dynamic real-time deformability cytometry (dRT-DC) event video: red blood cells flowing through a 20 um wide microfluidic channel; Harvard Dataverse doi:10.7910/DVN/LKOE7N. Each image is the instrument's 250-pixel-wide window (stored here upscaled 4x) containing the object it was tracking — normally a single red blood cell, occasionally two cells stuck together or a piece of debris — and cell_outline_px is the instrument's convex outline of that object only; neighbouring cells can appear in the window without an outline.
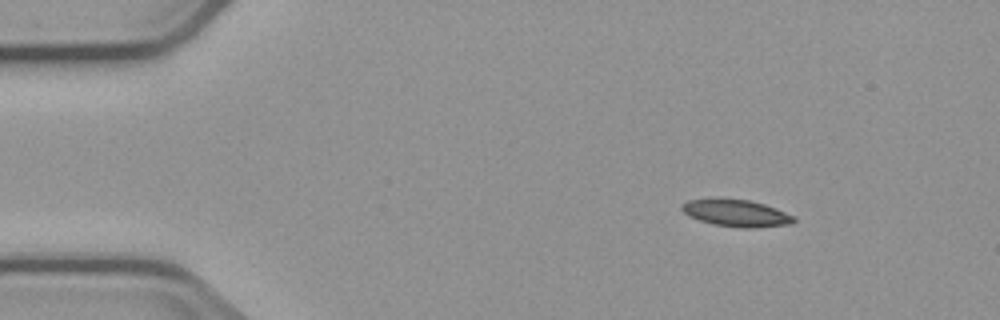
{"species": "common noctule bat (a hibernating species)", "species_latin": "Nyctalus noctula", "temperature_condition": "cold", "stored_images_in_passage": 6, "camera_frame_rate_fps": 3000, "um_per_image_px": 0.085, "animal": {"sex": "male", "body_mass_g": 23.1, "forearm_length_mm": 52.7}, "frame": {"image": 1, "passage_image": 1, "time_ms": 0.0, "image_size_px": [1000, 320], "cell_outline_px": [[796, 220], [792, 224], [756, 228], [744, 228], [712, 224], [688, 216], [680, 208], [680, 204], [688, 200], [712, 196], [720, 196], [748, 200], [764, 204], [776, 208], [796, 216]], "centroid_in_image_um": [62.55, 18.08], "position_along_channel_um": 22.5, "area_um2": 18.38}}
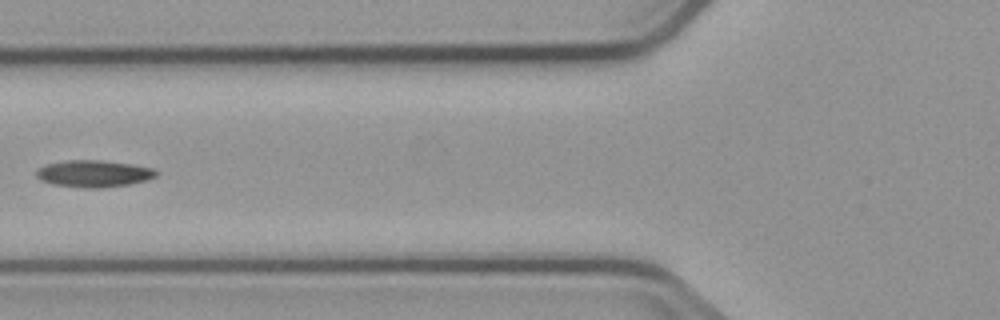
{"frame": {"image": 2, "passage_image": 5, "time_ms": 4.667, "image_size_px": [1000, 320], "cell_outline_px": [[156, 176], [144, 180], [128, 184], [104, 188], [84, 188], [52, 184], [40, 180], [36, 176], [36, 168], [48, 164], [68, 160], [100, 160], [132, 164], [152, 168], [156, 172]], "centroid_in_image_um": [7.91, 14.76], "position_along_channel_um": 117.9, "area_um2": 18.67}}
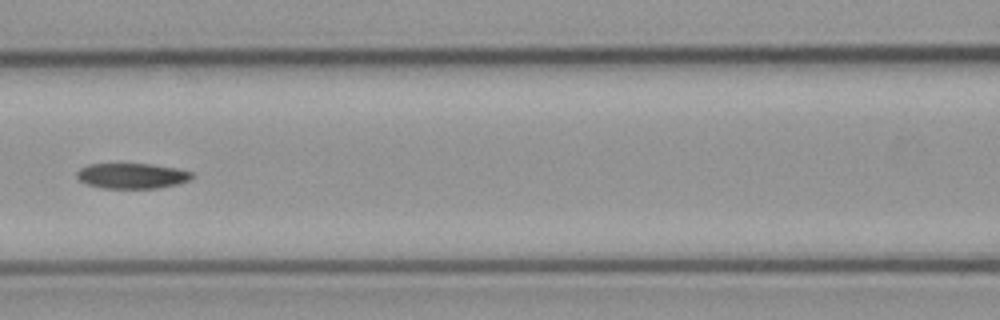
{"frame": {"image": 3, "passage_image": 6, "time_ms": 5.667, "image_size_px": [1000, 320], "cell_outline_px": [[196, 176], [180, 184], [156, 188], [100, 188], [88, 184], [80, 180], [76, 176], [76, 172], [80, 168], [88, 164], [152, 164], [176, 168], [192, 172]], "centroid_in_image_um": [11.24, 14.94], "position_along_channel_um": 155.4, "area_um2": 17.11}}